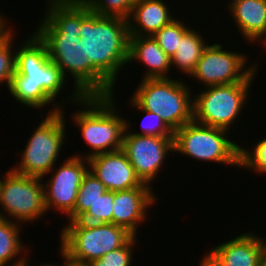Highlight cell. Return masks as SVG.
<instances>
[{"mask_svg": "<svg viewBox=\"0 0 266 266\" xmlns=\"http://www.w3.org/2000/svg\"><path fill=\"white\" fill-rule=\"evenodd\" d=\"M86 61V96H110L121 69L128 64L127 19L90 12L80 26Z\"/></svg>", "mask_w": 266, "mask_h": 266, "instance_id": "obj_1", "label": "cell"}, {"mask_svg": "<svg viewBox=\"0 0 266 266\" xmlns=\"http://www.w3.org/2000/svg\"><path fill=\"white\" fill-rule=\"evenodd\" d=\"M46 4L48 9L45 8L35 33L46 44L49 59L60 67L64 78L72 76L74 91L66 102L76 103L86 96V61L80 26L91 11L82 0H48Z\"/></svg>", "mask_w": 266, "mask_h": 266, "instance_id": "obj_2", "label": "cell"}, {"mask_svg": "<svg viewBox=\"0 0 266 266\" xmlns=\"http://www.w3.org/2000/svg\"><path fill=\"white\" fill-rule=\"evenodd\" d=\"M26 40V41H25ZM16 47L15 73L8 88L17 103L39 109L53 106L48 114L62 110L56 98L66 85L60 67L49 59L46 44L33 32ZM54 105H53V104ZM52 104V105H50Z\"/></svg>", "mask_w": 266, "mask_h": 266, "instance_id": "obj_3", "label": "cell"}, {"mask_svg": "<svg viewBox=\"0 0 266 266\" xmlns=\"http://www.w3.org/2000/svg\"><path fill=\"white\" fill-rule=\"evenodd\" d=\"M113 95L114 92L110 96H85L75 103L82 109L71 115L72 122L91 150L75 156L89 159L122 149L127 118L119 113Z\"/></svg>", "mask_w": 266, "mask_h": 266, "instance_id": "obj_4", "label": "cell"}, {"mask_svg": "<svg viewBox=\"0 0 266 266\" xmlns=\"http://www.w3.org/2000/svg\"><path fill=\"white\" fill-rule=\"evenodd\" d=\"M60 235V257L76 264L87 265L106 253L123 247L133 235L113 223L69 221Z\"/></svg>", "mask_w": 266, "mask_h": 266, "instance_id": "obj_5", "label": "cell"}, {"mask_svg": "<svg viewBox=\"0 0 266 266\" xmlns=\"http://www.w3.org/2000/svg\"><path fill=\"white\" fill-rule=\"evenodd\" d=\"M184 82L171 77L141 79L131 99L143 110L159 115L175 131L193 121L194 90Z\"/></svg>", "mask_w": 266, "mask_h": 266, "instance_id": "obj_6", "label": "cell"}, {"mask_svg": "<svg viewBox=\"0 0 266 266\" xmlns=\"http://www.w3.org/2000/svg\"><path fill=\"white\" fill-rule=\"evenodd\" d=\"M45 116L30 135L21 152L20 162L11 169L21 175L45 178L57 165L62 146L65 144L66 120L63 110ZM17 166V167H16Z\"/></svg>", "mask_w": 266, "mask_h": 266, "instance_id": "obj_7", "label": "cell"}, {"mask_svg": "<svg viewBox=\"0 0 266 266\" xmlns=\"http://www.w3.org/2000/svg\"><path fill=\"white\" fill-rule=\"evenodd\" d=\"M258 68L243 82L207 86L193 95V121L231 130L248 102Z\"/></svg>", "mask_w": 266, "mask_h": 266, "instance_id": "obj_8", "label": "cell"}, {"mask_svg": "<svg viewBox=\"0 0 266 266\" xmlns=\"http://www.w3.org/2000/svg\"><path fill=\"white\" fill-rule=\"evenodd\" d=\"M228 130L206 126L194 121L174 131V153L239 168L240 146L230 140Z\"/></svg>", "mask_w": 266, "mask_h": 266, "instance_id": "obj_9", "label": "cell"}, {"mask_svg": "<svg viewBox=\"0 0 266 266\" xmlns=\"http://www.w3.org/2000/svg\"><path fill=\"white\" fill-rule=\"evenodd\" d=\"M43 182L42 178L21 175L8 169L2 175L0 218H11L23 225L43 217L47 213Z\"/></svg>", "mask_w": 266, "mask_h": 266, "instance_id": "obj_10", "label": "cell"}, {"mask_svg": "<svg viewBox=\"0 0 266 266\" xmlns=\"http://www.w3.org/2000/svg\"><path fill=\"white\" fill-rule=\"evenodd\" d=\"M222 46L220 43L208 44L195 71L190 75L193 80L196 79L203 84V88L243 82L260 66L259 62H254L255 64L252 63L248 67L247 55L224 50Z\"/></svg>", "mask_w": 266, "mask_h": 266, "instance_id": "obj_11", "label": "cell"}, {"mask_svg": "<svg viewBox=\"0 0 266 266\" xmlns=\"http://www.w3.org/2000/svg\"><path fill=\"white\" fill-rule=\"evenodd\" d=\"M129 122L131 123L126 120L121 150L126 154L141 182L152 187L169 152H174L173 137L130 134Z\"/></svg>", "mask_w": 266, "mask_h": 266, "instance_id": "obj_12", "label": "cell"}, {"mask_svg": "<svg viewBox=\"0 0 266 266\" xmlns=\"http://www.w3.org/2000/svg\"><path fill=\"white\" fill-rule=\"evenodd\" d=\"M59 166L48 173L50 179L43 183L45 206L47 213L55 209L68 217L74 211L79 187L89 170L88 160L74 154Z\"/></svg>", "mask_w": 266, "mask_h": 266, "instance_id": "obj_13", "label": "cell"}, {"mask_svg": "<svg viewBox=\"0 0 266 266\" xmlns=\"http://www.w3.org/2000/svg\"><path fill=\"white\" fill-rule=\"evenodd\" d=\"M89 171L93 173L109 191H124L136 187H151L141 182L133 166L122 150L102 153L90 157Z\"/></svg>", "mask_w": 266, "mask_h": 266, "instance_id": "obj_14", "label": "cell"}, {"mask_svg": "<svg viewBox=\"0 0 266 266\" xmlns=\"http://www.w3.org/2000/svg\"><path fill=\"white\" fill-rule=\"evenodd\" d=\"M152 187H136L114 192L112 223L136 237L140 224L148 220V208L156 203Z\"/></svg>", "mask_w": 266, "mask_h": 266, "instance_id": "obj_15", "label": "cell"}, {"mask_svg": "<svg viewBox=\"0 0 266 266\" xmlns=\"http://www.w3.org/2000/svg\"><path fill=\"white\" fill-rule=\"evenodd\" d=\"M226 266H256L266 253V238L248 231L211 248Z\"/></svg>", "mask_w": 266, "mask_h": 266, "instance_id": "obj_16", "label": "cell"}, {"mask_svg": "<svg viewBox=\"0 0 266 266\" xmlns=\"http://www.w3.org/2000/svg\"><path fill=\"white\" fill-rule=\"evenodd\" d=\"M164 0H135L127 19L130 36H153L176 17Z\"/></svg>", "mask_w": 266, "mask_h": 266, "instance_id": "obj_17", "label": "cell"}, {"mask_svg": "<svg viewBox=\"0 0 266 266\" xmlns=\"http://www.w3.org/2000/svg\"><path fill=\"white\" fill-rule=\"evenodd\" d=\"M132 61L146 66L141 79L170 78V57L160 48L152 36H130L128 63Z\"/></svg>", "mask_w": 266, "mask_h": 266, "instance_id": "obj_18", "label": "cell"}, {"mask_svg": "<svg viewBox=\"0 0 266 266\" xmlns=\"http://www.w3.org/2000/svg\"><path fill=\"white\" fill-rule=\"evenodd\" d=\"M241 37L249 43L266 39V0H242L228 9Z\"/></svg>", "mask_w": 266, "mask_h": 266, "instance_id": "obj_19", "label": "cell"}, {"mask_svg": "<svg viewBox=\"0 0 266 266\" xmlns=\"http://www.w3.org/2000/svg\"><path fill=\"white\" fill-rule=\"evenodd\" d=\"M200 30H195L193 27L180 39L178 49L170 58L171 69L176 67L183 74L190 76L196 69L197 63L200 60L205 48L208 46L202 38Z\"/></svg>", "mask_w": 266, "mask_h": 266, "instance_id": "obj_20", "label": "cell"}, {"mask_svg": "<svg viewBox=\"0 0 266 266\" xmlns=\"http://www.w3.org/2000/svg\"><path fill=\"white\" fill-rule=\"evenodd\" d=\"M21 227H23L22 224L0 218V266H20L28 258L26 251L29 250L25 248L20 237ZM20 255L23 256L20 257Z\"/></svg>", "mask_w": 266, "mask_h": 266, "instance_id": "obj_21", "label": "cell"}, {"mask_svg": "<svg viewBox=\"0 0 266 266\" xmlns=\"http://www.w3.org/2000/svg\"><path fill=\"white\" fill-rule=\"evenodd\" d=\"M106 191L104 184L88 170L79 187L74 211L67 217L69 220L66 222L79 220Z\"/></svg>", "mask_w": 266, "mask_h": 266, "instance_id": "obj_22", "label": "cell"}, {"mask_svg": "<svg viewBox=\"0 0 266 266\" xmlns=\"http://www.w3.org/2000/svg\"><path fill=\"white\" fill-rule=\"evenodd\" d=\"M12 29L8 26L0 34V83H5L7 89L15 73L16 44H14L15 42L13 40L15 38L14 36H16L14 33L16 32L14 30L12 31ZM12 48L14 49L12 50Z\"/></svg>", "mask_w": 266, "mask_h": 266, "instance_id": "obj_23", "label": "cell"}, {"mask_svg": "<svg viewBox=\"0 0 266 266\" xmlns=\"http://www.w3.org/2000/svg\"><path fill=\"white\" fill-rule=\"evenodd\" d=\"M175 18L169 24L162 27L152 37L160 48L171 58L178 49L180 39L191 29L186 21ZM187 25V26H186Z\"/></svg>", "mask_w": 266, "mask_h": 266, "instance_id": "obj_24", "label": "cell"}, {"mask_svg": "<svg viewBox=\"0 0 266 266\" xmlns=\"http://www.w3.org/2000/svg\"><path fill=\"white\" fill-rule=\"evenodd\" d=\"M90 11L100 16L128 19L135 0H82Z\"/></svg>", "mask_w": 266, "mask_h": 266, "instance_id": "obj_25", "label": "cell"}, {"mask_svg": "<svg viewBox=\"0 0 266 266\" xmlns=\"http://www.w3.org/2000/svg\"><path fill=\"white\" fill-rule=\"evenodd\" d=\"M114 192L107 190L78 220L84 223H112Z\"/></svg>", "mask_w": 266, "mask_h": 266, "instance_id": "obj_26", "label": "cell"}, {"mask_svg": "<svg viewBox=\"0 0 266 266\" xmlns=\"http://www.w3.org/2000/svg\"><path fill=\"white\" fill-rule=\"evenodd\" d=\"M248 149L240 145L239 168H247L261 175L266 174V137Z\"/></svg>", "mask_w": 266, "mask_h": 266, "instance_id": "obj_27", "label": "cell"}, {"mask_svg": "<svg viewBox=\"0 0 266 266\" xmlns=\"http://www.w3.org/2000/svg\"><path fill=\"white\" fill-rule=\"evenodd\" d=\"M128 101L131 107L137 111L145 112L144 118L141 121V132H130L135 135H148V136H159V137H173L174 131L164 122V120L154 112L143 110L140 108L132 99Z\"/></svg>", "mask_w": 266, "mask_h": 266, "instance_id": "obj_28", "label": "cell"}, {"mask_svg": "<svg viewBox=\"0 0 266 266\" xmlns=\"http://www.w3.org/2000/svg\"><path fill=\"white\" fill-rule=\"evenodd\" d=\"M137 238L133 236L123 247L114 249L101 258L92 260L87 266H132L133 249L137 243Z\"/></svg>", "mask_w": 266, "mask_h": 266, "instance_id": "obj_29", "label": "cell"}, {"mask_svg": "<svg viewBox=\"0 0 266 266\" xmlns=\"http://www.w3.org/2000/svg\"><path fill=\"white\" fill-rule=\"evenodd\" d=\"M201 259L199 266H226L211 250L206 252Z\"/></svg>", "mask_w": 266, "mask_h": 266, "instance_id": "obj_30", "label": "cell"}, {"mask_svg": "<svg viewBox=\"0 0 266 266\" xmlns=\"http://www.w3.org/2000/svg\"><path fill=\"white\" fill-rule=\"evenodd\" d=\"M1 12V11H0ZM4 15H2L0 13V34L10 25H8L9 23H7L8 20H6V17L4 19L3 17Z\"/></svg>", "mask_w": 266, "mask_h": 266, "instance_id": "obj_31", "label": "cell"}, {"mask_svg": "<svg viewBox=\"0 0 266 266\" xmlns=\"http://www.w3.org/2000/svg\"><path fill=\"white\" fill-rule=\"evenodd\" d=\"M62 259L64 261V264H59V266H87V265H81V264H76L68 261L65 257L62 256Z\"/></svg>", "mask_w": 266, "mask_h": 266, "instance_id": "obj_32", "label": "cell"}, {"mask_svg": "<svg viewBox=\"0 0 266 266\" xmlns=\"http://www.w3.org/2000/svg\"><path fill=\"white\" fill-rule=\"evenodd\" d=\"M29 262V259L27 258L20 266H30L31 264L28 263ZM40 266H59L58 265H55V264H43V265H40Z\"/></svg>", "mask_w": 266, "mask_h": 266, "instance_id": "obj_33", "label": "cell"}, {"mask_svg": "<svg viewBox=\"0 0 266 266\" xmlns=\"http://www.w3.org/2000/svg\"><path fill=\"white\" fill-rule=\"evenodd\" d=\"M256 266H266V253L262 256V258L258 261Z\"/></svg>", "mask_w": 266, "mask_h": 266, "instance_id": "obj_34", "label": "cell"}, {"mask_svg": "<svg viewBox=\"0 0 266 266\" xmlns=\"http://www.w3.org/2000/svg\"><path fill=\"white\" fill-rule=\"evenodd\" d=\"M242 0H231V2L229 3V5H227V8L229 9L231 6H233L234 4L240 2Z\"/></svg>", "mask_w": 266, "mask_h": 266, "instance_id": "obj_35", "label": "cell"}, {"mask_svg": "<svg viewBox=\"0 0 266 266\" xmlns=\"http://www.w3.org/2000/svg\"><path fill=\"white\" fill-rule=\"evenodd\" d=\"M263 45V47L265 46L266 47V39L263 41V43H261ZM266 49V48H265Z\"/></svg>", "mask_w": 266, "mask_h": 266, "instance_id": "obj_36", "label": "cell"}, {"mask_svg": "<svg viewBox=\"0 0 266 266\" xmlns=\"http://www.w3.org/2000/svg\"><path fill=\"white\" fill-rule=\"evenodd\" d=\"M0 191H1V185H2V177H1V175H0Z\"/></svg>", "mask_w": 266, "mask_h": 266, "instance_id": "obj_37", "label": "cell"}]
</instances>
